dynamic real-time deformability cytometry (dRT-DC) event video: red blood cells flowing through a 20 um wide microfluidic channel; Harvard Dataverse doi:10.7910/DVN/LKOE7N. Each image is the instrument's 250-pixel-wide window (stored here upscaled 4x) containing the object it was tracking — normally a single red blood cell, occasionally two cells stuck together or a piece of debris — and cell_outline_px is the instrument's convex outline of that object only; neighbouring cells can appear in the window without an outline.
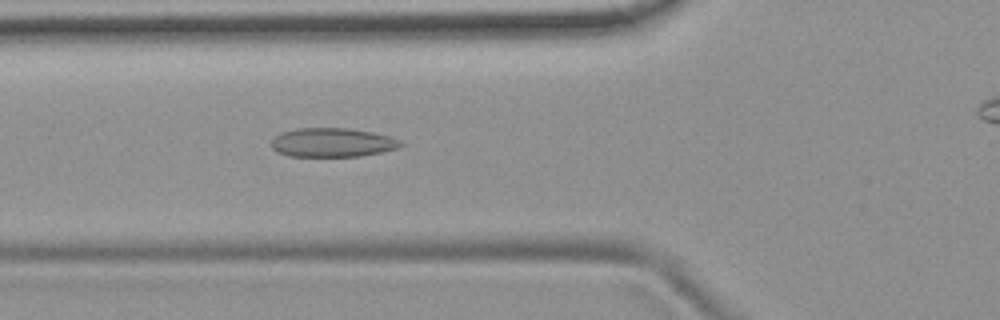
{"species": "common noctule bat (a hibernating species)", "species_latin": "Nyctalus noctula", "temperature_condition": "room temperature", "stored_images_in_passage": 48, "camera_frame_rate_fps": 3000, "um_per_image_px": 0.085, "animal": {"sex": "female", "body_mass_g": 19.9}, "frame": {"image": 1, "passage_image": 19, "time_ms": 6.0, "image_size_px": [1000, 320], "cell_outline_px": [[404, 144], [396, 148], [380, 152], [360, 156], [288, 156], [276, 152], [272, 148], [272, 140], [280, 132], [296, 128], [348, 128], [372, 132], [388, 136], [400, 140]], "centroid_in_image_um": [28.21, 12.11], "position_along_channel_um": 97.6, "area_um2": 21.79}}
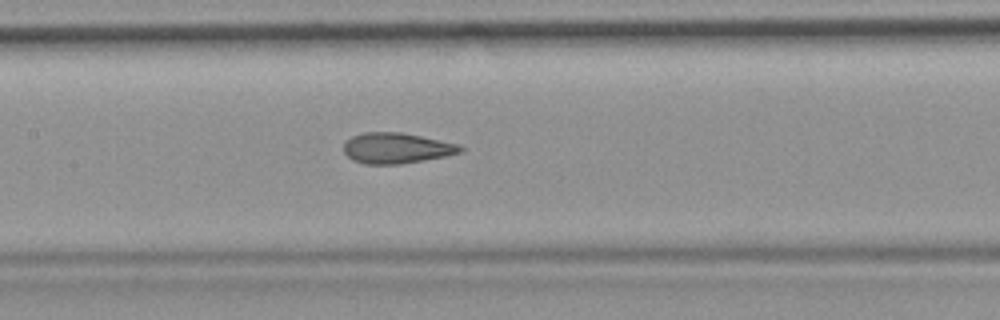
{"frame": {"image": 2, "passage_image": 25, "time_ms": 8.0, "image_size_px": [1000, 320], "cell_outline_px": [[464, 152], [424, 160], [400, 164], [364, 164], [352, 160], [344, 152], [344, 144], [352, 136], [364, 132], [400, 132], [460, 144], [464, 148]], "centroid_in_image_um": [33.72, 12.59], "position_along_channel_um": 173.7, "area_um2": 20.81}}
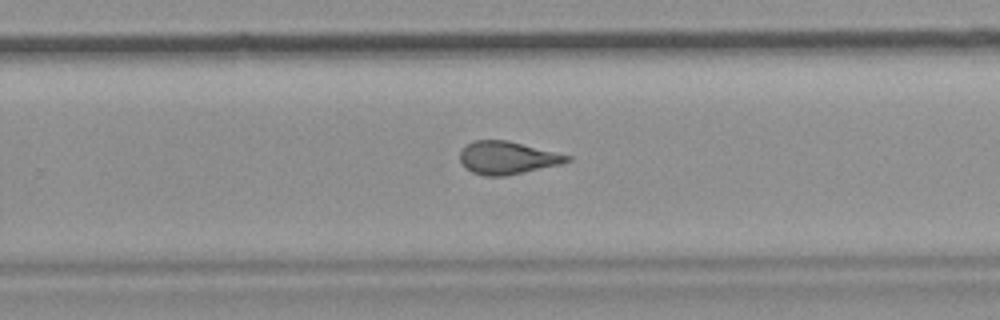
{"frame": {"image": 3, "passage_image": 34, "time_ms": 11.0, "image_size_px": [1000, 320], "cell_outline_px": [[572, 160], [560, 164], [504, 176], [484, 176], [472, 172], [464, 168], [460, 160], [460, 152], [472, 140], [508, 140], [572, 156]], "centroid_in_image_um": [43.11, 13.41], "position_along_channel_um": 286.7, "area_um2": 20.4}, "authors_computed_cell_mechanics": {"area_um2": 20.9236, "velocity_mm_per_s": 3.7841, "shape_relaxation_time_tau1_ms": null, "shape_relaxation_time_tau2_ms": 1.529, "deformation_change_tau1": null, "deformation_change_tau2": 0.1049}}